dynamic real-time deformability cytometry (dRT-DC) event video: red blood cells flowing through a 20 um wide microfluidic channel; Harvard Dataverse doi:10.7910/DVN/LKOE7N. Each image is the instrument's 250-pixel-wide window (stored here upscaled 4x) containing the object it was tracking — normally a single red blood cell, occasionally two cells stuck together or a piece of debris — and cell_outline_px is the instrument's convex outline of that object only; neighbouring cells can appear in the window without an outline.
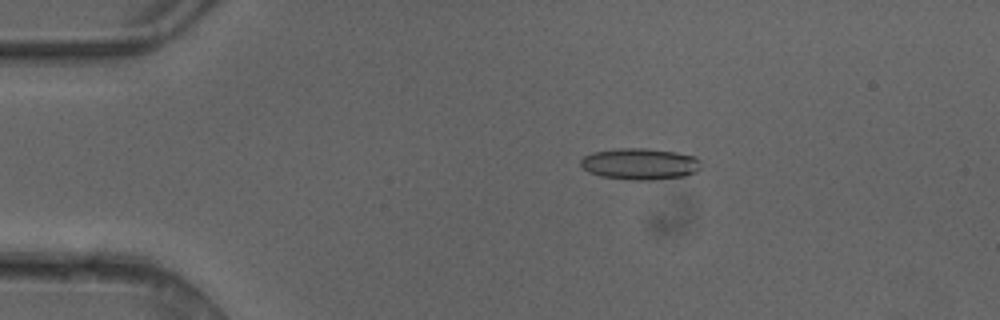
{"species": "common noctule bat (a hibernating species)", "species_latin": "Nyctalus noctula", "temperature_condition": "cold", "stored_images_in_passage": 5, "camera_frame_rate_fps": 3000, "um_per_image_px": 0.085, "animal": {"sex": "female"}, "frame": {"image": 1, "passage_image": 3, "time_ms": 0.667, "image_size_px": [1000, 320], "cell_outline_px": [[700, 168], [696, 172], [684, 176], [648, 180], [632, 180], [604, 176], [588, 172], [580, 164], [580, 160], [584, 156], [592, 152], [620, 148], [644, 148], [676, 152], [696, 156], [700, 160]], "centroid_in_image_um": [54.41, 13.92], "position_along_channel_um": 30.6, "area_um2": 21.96}}